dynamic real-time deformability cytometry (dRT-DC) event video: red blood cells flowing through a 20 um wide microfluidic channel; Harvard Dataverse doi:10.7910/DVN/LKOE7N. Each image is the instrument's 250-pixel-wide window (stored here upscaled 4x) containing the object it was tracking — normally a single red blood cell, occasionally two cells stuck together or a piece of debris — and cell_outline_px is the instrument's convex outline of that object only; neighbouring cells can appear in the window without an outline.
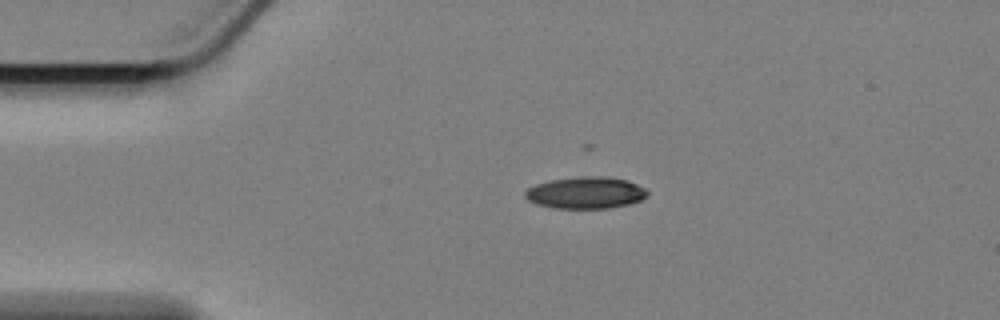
{"species": "Egyptian fruit bat (a non-hibernating species)", "species_latin": "Rousettus aegyptiacus", "temperature_condition": "cold", "stored_images_in_passage": 47, "camera_frame_rate_fps": 3000, "um_per_image_px": 0.085, "animal": {"sex": "female"}, "frame": {"image": 1, "passage_image": 1, "time_ms": 0.0, "image_size_px": [1000, 320], "cell_outline_px": [[648, 196], [640, 200], [628, 204], [608, 208], [552, 208], [536, 204], [528, 200], [524, 196], [524, 192], [528, 188], [536, 184], [552, 180], [580, 176], [604, 176], [628, 180], [644, 188], [648, 192]], "centroid_in_image_um": [49.77, 16.38], "position_along_channel_um": 35.2, "area_um2": 22.66}}
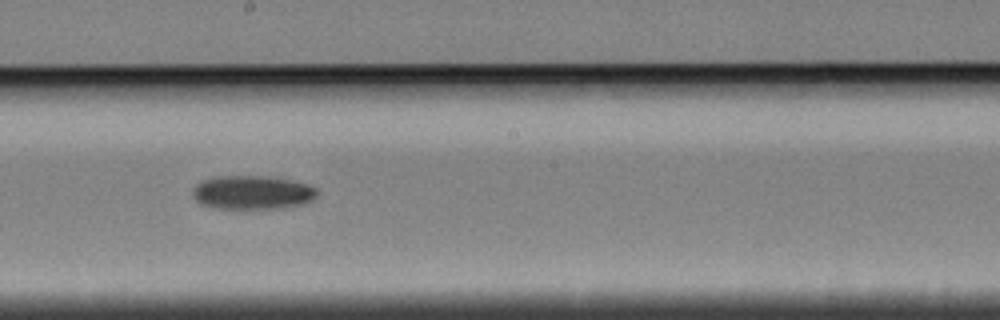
{"frame": {"image": 2, "passage_image": 21, "time_ms": 6.667, "image_size_px": [1000, 320], "cell_outline_px": [[320, 192], [312, 200], [304, 204], [284, 208], [216, 208], [200, 204], [192, 196], [192, 192], [196, 184], [204, 180], [216, 176], [260, 176], [288, 180], [308, 184], [316, 188]], "centroid_in_image_um": [21.46, 16.37], "position_along_channel_um": 226.7, "area_um2": 24.45}}
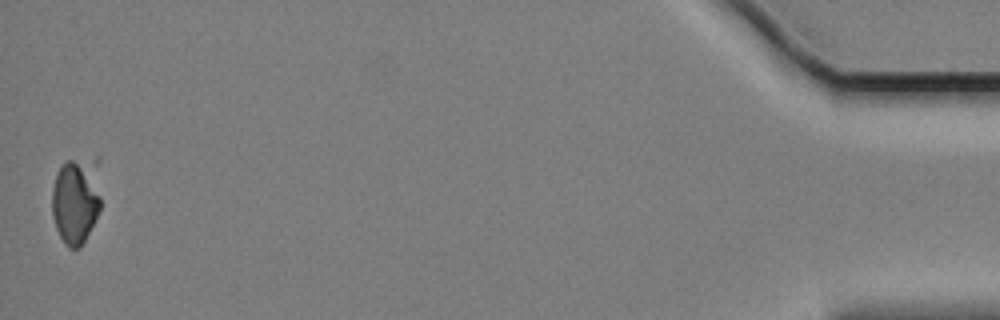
{"frame": {"image": 3, "passage_image": 47, "time_ms": 15.333, "image_size_px": [1000, 320], "cell_outline_px": [[100, 208], [80, 248], [68, 248], [64, 244], [56, 228], [52, 216], [52, 188], [56, 176], [60, 168], [68, 160], [72, 160], [80, 164], [100, 196]], "centroid_in_image_um": [6.28, 17.34], "position_along_channel_um": 428.9, "area_um2": 21.91}, "authors_computed_cell_mechanics": {"area_um2": 24.1026, "velocity_mm_per_s": 3.3933, "shape_relaxation_time_tau1_ms": 4.4254, "shape_relaxation_time_tau2_ms": null, "deformation_change_tau1": 0.1071, "deformation_change_tau2": null}}